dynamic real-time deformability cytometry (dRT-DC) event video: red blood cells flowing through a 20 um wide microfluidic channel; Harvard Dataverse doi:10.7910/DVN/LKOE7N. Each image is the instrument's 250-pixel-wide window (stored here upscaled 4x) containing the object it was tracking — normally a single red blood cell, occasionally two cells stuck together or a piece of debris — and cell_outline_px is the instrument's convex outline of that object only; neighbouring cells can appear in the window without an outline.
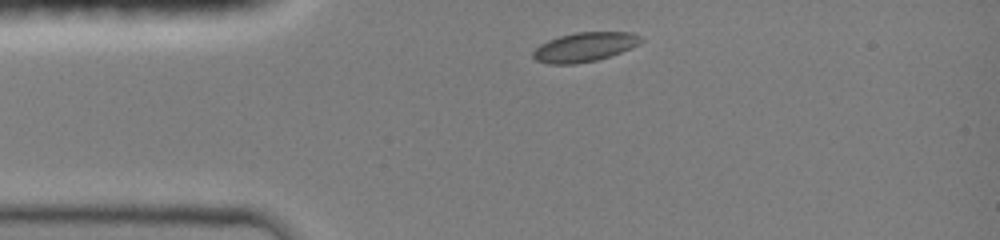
{"species": "common noctule bat (a hibernating species)", "species_latin": "Nyctalus noctula", "temperature_condition": "room temperature", "stored_images_in_passage": 17, "camera_frame_rate_fps": 3000, "um_per_image_px": 0.085, "animal": {"sex": "female", "body_mass_g": 19.0, "forearm_length_mm": 51.5}, "frame": {"image": 1, "passage_image": 1, "time_ms": 0.0, "image_size_px": [1000, 240], "cell_outline_px": [[644, 40], [640, 44], [632, 48], [596, 60], [576, 64], [548, 64], [536, 60], [532, 56], [532, 52], [540, 44], [548, 40], [560, 36], [576, 32], [632, 32], [640, 36]], "centroid_in_image_um": [49.69, 3.99], "position_along_channel_um": 35.3, "area_um2": 18.44}}
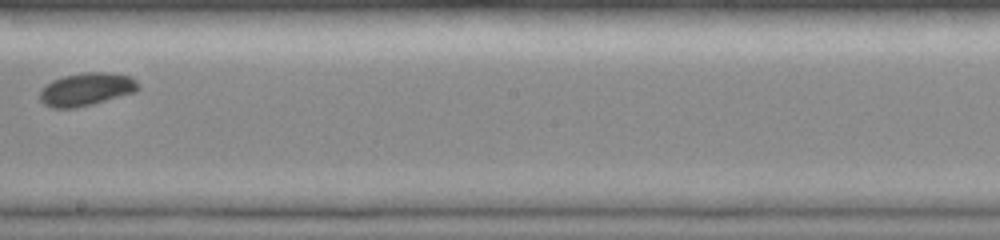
{"frame": {"image": 2, "passage_image": 10, "time_ms": 5.667, "image_size_px": [1000, 240], "cell_outline_px": [[140, 88], [136, 92], [92, 104], [76, 108], [52, 108], [44, 104], [40, 100], [40, 88], [52, 80], [64, 76], [84, 72], [112, 72], [132, 76], [140, 84]], "centroid_in_image_um": [7.37, 7.58], "position_along_channel_um": 240.8, "area_um2": 19.19}}
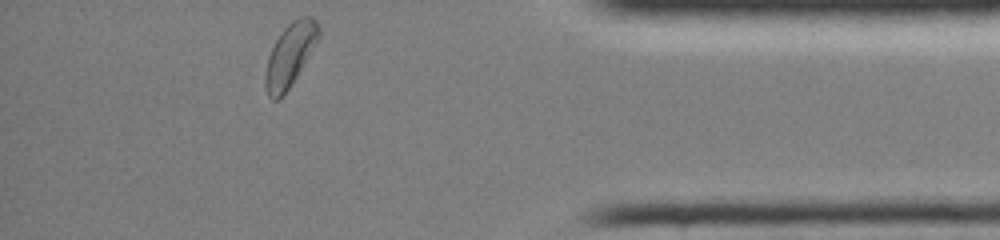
{"frame": {"image": 3, "passage_image": 17, "time_ms": 10.333, "image_size_px": [1000, 240], "cell_outline_px": [[320, 32], [316, 40], [296, 76], [280, 100], [272, 100], [268, 96], [264, 84], [264, 76], [268, 56], [276, 40], [284, 28], [292, 20], [300, 16], [312, 16], [316, 20], [320, 28]], "centroid_in_image_um": [24.61, 4.67], "position_along_channel_um": 410.6, "area_um2": 19.13}, "authors_computed_cell_mechanics": {"area_um2": 18.6694, "velocity_mm_per_s": 4.1078, "shape_relaxation_time_tau1_ms": 1.7776, "shape_relaxation_time_tau2_ms": null, "deformation_change_tau1": 0.0759, "deformation_change_tau2": null}}